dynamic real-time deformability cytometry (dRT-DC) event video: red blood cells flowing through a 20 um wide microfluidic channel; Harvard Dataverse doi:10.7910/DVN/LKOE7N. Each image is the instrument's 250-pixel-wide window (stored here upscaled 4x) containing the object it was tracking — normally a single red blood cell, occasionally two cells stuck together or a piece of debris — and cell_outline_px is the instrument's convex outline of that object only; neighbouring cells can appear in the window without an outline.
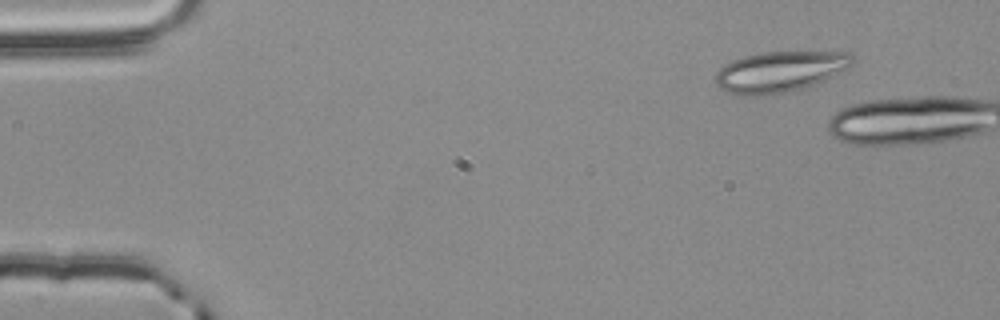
{"species": "common noctule bat (a hibernating species)", "species_latin": "Nyctalus noctula", "temperature_condition": "room temperature", "stored_images_in_passage": 3, "camera_frame_rate_fps": 3000, "um_per_image_px": 0.085, "animal": {"sex": "male", "body_mass_g": 20.4}, "frame": {"image": 1, "passage_image": 1, "time_ms": 0.0, "image_size_px": [1000, 320], "cell_outline_px": [[856, 60], [848, 68], [824, 80], [804, 88], [764, 96], [744, 96], [724, 92], [716, 84], [716, 72], [724, 64], [732, 60], [744, 56], [760, 52], [848, 52]], "centroid_in_image_um": [66.26, 6.1], "position_along_channel_um": 18.7, "area_um2": 32.71}}